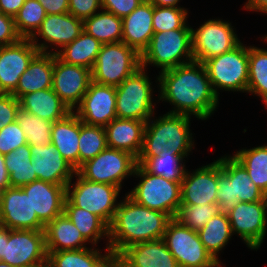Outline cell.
<instances>
[{"instance_id":"28","label":"cell","mask_w":267,"mask_h":267,"mask_svg":"<svg viewBox=\"0 0 267 267\" xmlns=\"http://www.w3.org/2000/svg\"><path fill=\"white\" fill-rule=\"evenodd\" d=\"M80 119L72 111L64 119L53 122L51 143L76 170L79 168Z\"/></svg>"},{"instance_id":"42","label":"cell","mask_w":267,"mask_h":267,"mask_svg":"<svg viewBox=\"0 0 267 267\" xmlns=\"http://www.w3.org/2000/svg\"><path fill=\"white\" fill-rule=\"evenodd\" d=\"M47 254L51 267H91L103 255L94 247L47 252Z\"/></svg>"},{"instance_id":"45","label":"cell","mask_w":267,"mask_h":267,"mask_svg":"<svg viewBox=\"0 0 267 267\" xmlns=\"http://www.w3.org/2000/svg\"><path fill=\"white\" fill-rule=\"evenodd\" d=\"M27 144L26 136L17 121L0 130V153L7 155L18 147Z\"/></svg>"},{"instance_id":"44","label":"cell","mask_w":267,"mask_h":267,"mask_svg":"<svg viewBox=\"0 0 267 267\" xmlns=\"http://www.w3.org/2000/svg\"><path fill=\"white\" fill-rule=\"evenodd\" d=\"M188 11L184 7H159L153 5L152 25L154 32L182 28L187 21Z\"/></svg>"},{"instance_id":"37","label":"cell","mask_w":267,"mask_h":267,"mask_svg":"<svg viewBox=\"0 0 267 267\" xmlns=\"http://www.w3.org/2000/svg\"><path fill=\"white\" fill-rule=\"evenodd\" d=\"M249 77L247 92L258 95L267 107V50L248 46ZM267 109V108H266Z\"/></svg>"},{"instance_id":"55","label":"cell","mask_w":267,"mask_h":267,"mask_svg":"<svg viewBox=\"0 0 267 267\" xmlns=\"http://www.w3.org/2000/svg\"><path fill=\"white\" fill-rule=\"evenodd\" d=\"M10 229L0 225V260L4 257L5 239H9Z\"/></svg>"},{"instance_id":"53","label":"cell","mask_w":267,"mask_h":267,"mask_svg":"<svg viewBox=\"0 0 267 267\" xmlns=\"http://www.w3.org/2000/svg\"><path fill=\"white\" fill-rule=\"evenodd\" d=\"M10 186L9 174L5 166V155L0 153V190L3 191Z\"/></svg>"},{"instance_id":"26","label":"cell","mask_w":267,"mask_h":267,"mask_svg":"<svg viewBox=\"0 0 267 267\" xmlns=\"http://www.w3.org/2000/svg\"><path fill=\"white\" fill-rule=\"evenodd\" d=\"M146 122L135 119L116 118L106 127L107 147L126 151L139 157L144 139Z\"/></svg>"},{"instance_id":"23","label":"cell","mask_w":267,"mask_h":267,"mask_svg":"<svg viewBox=\"0 0 267 267\" xmlns=\"http://www.w3.org/2000/svg\"><path fill=\"white\" fill-rule=\"evenodd\" d=\"M32 166L39 180L56 185H67L76 173V169L66 161L50 143L43 147L30 146Z\"/></svg>"},{"instance_id":"36","label":"cell","mask_w":267,"mask_h":267,"mask_svg":"<svg viewBox=\"0 0 267 267\" xmlns=\"http://www.w3.org/2000/svg\"><path fill=\"white\" fill-rule=\"evenodd\" d=\"M233 157L246 169L251 181L267 196V145L241 149Z\"/></svg>"},{"instance_id":"1","label":"cell","mask_w":267,"mask_h":267,"mask_svg":"<svg viewBox=\"0 0 267 267\" xmlns=\"http://www.w3.org/2000/svg\"><path fill=\"white\" fill-rule=\"evenodd\" d=\"M159 74L158 98L174 106L168 113L194 115L206 120L216 111L219 97L203 63L193 60Z\"/></svg>"},{"instance_id":"27","label":"cell","mask_w":267,"mask_h":267,"mask_svg":"<svg viewBox=\"0 0 267 267\" xmlns=\"http://www.w3.org/2000/svg\"><path fill=\"white\" fill-rule=\"evenodd\" d=\"M44 234L47 252L88 248L89 242L64 213L45 225Z\"/></svg>"},{"instance_id":"57","label":"cell","mask_w":267,"mask_h":267,"mask_svg":"<svg viewBox=\"0 0 267 267\" xmlns=\"http://www.w3.org/2000/svg\"><path fill=\"white\" fill-rule=\"evenodd\" d=\"M25 267H51V264L48 260V258L46 260H43L37 264L34 265H30V266H25Z\"/></svg>"},{"instance_id":"50","label":"cell","mask_w":267,"mask_h":267,"mask_svg":"<svg viewBox=\"0 0 267 267\" xmlns=\"http://www.w3.org/2000/svg\"><path fill=\"white\" fill-rule=\"evenodd\" d=\"M106 252L91 267H124L120 253L110 249Z\"/></svg>"},{"instance_id":"32","label":"cell","mask_w":267,"mask_h":267,"mask_svg":"<svg viewBox=\"0 0 267 267\" xmlns=\"http://www.w3.org/2000/svg\"><path fill=\"white\" fill-rule=\"evenodd\" d=\"M63 213L78 228L83 237L95 246L101 238L109 237V226L96 214L74 206L67 198Z\"/></svg>"},{"instance_id":"3","label":"cell","mask_w":267,"mask_h":267,"mask_svg":"<svg viewBox=\"0 0 267 267\" xmlns=\"http://www.w3.org/2000/svg\"><path fill=\"white\" fill-rule=\"evenodd\" d=\"M146 122L143 147L137 164L142 165L149 157L163 154H189L193 136L190 133L191 116L166 113L158 119Z\"/></svg>"},{"instance_id":"11","label":"cell","mask_w":267,"mask_h":267,"mask_svg":"<svg viewBox=\"0 0 267 267\" xmlns=\"http://www.w3.org/2000/svg\"><path fill=\"white\" fill-rule=\"evenodd\" d=\"M137 158L132 154L106 147L101 153L82 164L76 172L88 181L122 188V181L134 176Z\"/></svg>"},{"instance_id":"16","label":"cell","mask_w":267,"mask_h":267,"mask_svg":"<svg viewBox=\"0 0 267 267\" xmlns=\"http://www.w3.org/2000/svg\"><path fill=\"white\" fill-rule=\"evenodd\" d=\"M74 113L85 124L106 127L116 114V87L91 81Z\"/></svg>"},{"instance_id":"24","label":"cell","mask_w":267,"mask_h":267,"mask_svg":"<svg viewBox=\"0 0 267 267\" xmlns=\"http://www.w3.org/2000/svg\"><path fill=\"white\" fill-rule=\"evenodd\" d=\"M152 20L153 4L144 0L132 13L122 18V42L141 55L154 34Z\"/></svg>"},{"instance_id":"2","label":"cell","mask_w":267,"mask_h":267,"mask_svg":"<svg viewBox=\"0 0 267 267\" xmlns=\"http://www.w3.org/2000/svg\"><path fill=\"white\" fill-rule=\"evenodd\" d=\"M123 200L118 203L109 225L107 250L120 253L139 242L163 239L167 224L172 219L168 214L140 205L128 195Z\"/></svg>"},{"instance_id":"22","label":"cell","mask_w":267,"mask_h":267,"mask_svg":"<svg viewBox=\"0 0 267 267\" xmlns=\"http://www.w3.org/2000/svg\"><path fill=\"white\" fill-rule=\"evenodd\" d=\"M66 186L38 179L21 188L30 196L33 213L46 225L63 214Z\"/></svg>"},{"instance_id":"10","label":"cell","mask_w":267,"mask_h":267,"mask_svg":"<svg viewBox=\"0 0 267 267\" xmlns=\"http://www.w3.org/2000/svg\"><path fill=\"white\" fill-rule=\"evenodd\" d=\"M145 71L139 68L116 87L117 118L147 122L153 117L156 104L152 101V83Z\"/></svg>"},{"instance_id":"19","label":"cell","mask_w":267,"mask_h":267,"mask_svg":"<svg viewBox=\"0 0 267 267\" xmlns=\"http://www.w3.org/2000/svg\"><path fill=\"white\" fill-rule=\"evenodd\" d=\"M39 53L30 39L0 46V93L12 94L32 59Z\"/></svg>"},{"instance_id":"38","label":"cell","mask_w":267,"mask_h":267,"mask_svg":"<svg viewBox=\"0 0 267 267\" xmlns=\"http://www.w3.org/2000/svg\"><path fill=\"white\" fill-rule=\"evenodd\" d=\"M188 154H163L149 157L141 166L149 173L169 181L182 182L186 172L184 158Z\"/></svg>"},{"instance_id":"8","label":"cell","mask_w":267,"mask_h":267,"mask_svg":"<svg viewBox=\"0 0 267 267\" xmlns=\"http://www.w3.org/2000/svg\"><path fill=\"white\" fill-rule=\"evenodd\" d=\"M203 64L218 97V90L247 92L248 46H244L242 42L231 51L210 58Z\"/></svg>"},{"instance_id":"43","label":"cell","mask_w":267,"mask_h":267,"mask_svg":"<svg viewBox=\"0 0 267 267\" xmlns=\"http://www.w3.org/2000/svg\"><path fill=\"white\" fill-rule=\"evenodd\" d=\"M219 211L217 203L202 205H181L175 216L182 225L199 231Z\"/></svg>"},{"instance_id":"15","label":"cell","mask_w":267,"mask_h":267,"mask_svg":"<svg viewBox=\"0 0 267 267\" xmlns=\"http://www.w3.org/2000/svg\"><path fill=\"white\" fill-rule=\"evenodd\" d=\"M48 257L44 230L10 229L1 261L14 267L37 264Z\"/></svg>"},{"instance_id":"59","label":"cell","mask_w":267,"mask_h":267,"mask_svg":"<svg viewBox=\"0 0 267 267\" xmlns=\"http://www.w3.org/2000/svg\"><path fill=\"white\" fill-rule=\"evenodd\" d=\"M0 267H14V266L9 265L6 262H3V261L0 260Z\"/></svg>"},{"instance_id":"17","label":"cell","mask_w":267,"mask_h":267,"mask_svg":"<svg viewBox=\"0 0 267 267\" xmlns=\"http://www.w3.org/2000/svg\"><path fill=\"white\" fill-rule=\"evenodd\" d=\"M91 81L90 69L65 63L54 54L52 89L71 111L81 103Z\"/></svg>"},{"instance_id":"35","label":"cell","mask_w":267,"mask_h":267,"mask_svg":"<svg viewBox=\"0 0 267 267\" xmlns=\"http://www.w3.org/2000/svg\"><path fill=\"white\" fill-rule=\"evenodd\" d=\"M5 166L11 187H22L38 180L32 166V154L28 144L5 155Z\"/></svg>"},{"instance_id":"4","label":"cell","mask_w":267,"mask_h":267,"mask_svg":"<svg viewBox=\"0 0 267 267\" xmlns=\"http://www.w3.org/2000/svg\"><path fill=\"white\" fill-rule=\"evenodd\" d=\"M267 201V196L249 178L246 169L233 157L218 159L217 205L228 214L238 202Z\"/></svg>"},{"instance_id":"30","label":"cell","mask_w":267,"mask_h":267,"mask_svg":"<svg viewBox=\"0 0 267 267\" xmlns=\"http://www.w3.org/2000/svg\"><path fill=\"white\" fill-rule=\"evenodd\" d=\"M54 54L39 52L30 62L12 93L17 99L22 95L52 88Z\"/></svg>"},{"instance_id":"6","label":"cell","mask_w":267,"mask_h":267,"mask_svg":"<svg viewBox=\"0 0 267 267\" xmlns=\"http://www.w3.org/2000/svg\"><path fill=\"white\" fill-rule=\"evenodd\" d=\"M135 175L136 178L140 177L139 183L127 195L140 205L175 218L181 206V182L153 175L139 164L136 166Z\"/></svg>"},{"instance_id":"31","label":"cell","mask_w":267,"mask_h":267,"mask_svg":"<svg viewBox=\"0 0 267 267\" xmlns=\"http://www.w3.org/2000/svg\"><path fill=\"white\" fill-rule=\"evenodd\" d=\"M102 43L89 35L84 30L71 43L56 51L49 53L55 54L61 61L92 70Z\"/></svg>"},{"instance_id":"12","label":"cell","mask_w":267,"mask_h":267,"mask_svg":"<svg viewBox=\"0 0 267 267\" xmlns=\"http://www.w3.org/2000/svg\"><path fill=\"white\" fill-rule=\"evenodd\" d=\"M163 240L179 267H207L216 261L204 247L198 232L175 218L168 222Z\"/></svg>"},{"instance_id":"47","label":"cell","mask_w":267,"mask_h":267,"mask_svg":"<svg viewBox=\"0 0 267 267\" xmlns=\"http://www.w3.org/2000/svg\"><path fill=\"white\" fill-rule=\"evenodd\" d=\"M68 13L78 19L85 20L102 9L101 0H68Z\"/></svg>"},{"instance_id":"56","label":"cell","mask_w":267,"mask_h":267,"mask_svg":"<svg viewBox=\"0 0 267 267\" xmlns=\"http://www.w3.org/2000/svg\"><path fill=\"white\" fill-rule=\"evenodd\" d=\"M148 1L152 3L154 6H159V7H180L177 6L180 0H148Z\"/></svg>"},{"instance_id":"58","label":"cell","mask_w":267,"mask_h":267,"mask_svg":"<svg viewBox=\"0 0 267 267\" xmlns=\"http://www.w3.org/2000/svg\"><path fill=\"white\" fill-rule=\"evenodd\" d=\"M221 261L220 260H216L215 262H213L211 265L207 266V267H222L220 265Z\"/></svg>"},{"instance_id":"18","label":"cell","mask_w":267,"mask_h":267,"mask_svg":"<svg viewBox=\"0 0 267 267\" xmlns=\"http://www.w3.org/2000/svg\"><path fill=\"white\" fill-rule=\"evenodd\" d=\"M0 225L9 229L44 230L33 213L30 196L21 187L9 186L0 195Z\"/></svg>"},{"instance_id":"40","label":"cell","mask_w":267,"mask_h":267,"mask_svg":"<svg viewBox=\"0 0 267 267\" xmlns=\"http://www.w3.org/2000/svg\"><path fill=\"white\" fill-rule=\"evenodd\" d=\"M78 146L80 167L86 161L96 157L107 147L104 127L85 124L80 120Z\"/></svg>"},{"instance_id":"25","label":"cell","mask_w":267,"mask_h":267,"mask_svg":"<svg viewBox=\"0 0 267 267\" xmlns=\"http://www.w3.org/2000/svg\"><path fill=\"white\" fill-rule=\"evenodd\" d=\"M120 255L124 267H179L163 239L133 244Z\"/></svg>"},{"instance_id":"7","label":"cell","mask_w":267,"mask_h":267,"mask_svg":"<svg viewBox=\"0 0 267 267\" xmlns=\"http://www.w3.org/2000/svg\"><path fill=\"white\" fill-rule=\"evenodd\" d=\"M141 68V55L124 42L103 44L91 70L92 81L119 86Z\"/></svg>"},{"instance_id":"48","label":"cell","mask_w":267,"mask_h":267,"mask_svg":"<svg viewBox=\"0 0 267 267\" xmlns=\"http://www.w3.org/2000/svg\"><path fill=\"white\" fill-rule=\"evenodd\" d=\"M22 37L18 34L14 18L0 12V46L12 45Z\"/></svg>"},{"instance_id":"46","label":"cell","mask_w":267,"mask_h":267,"mask_svg":"<svg viewBox=\"0 0 267 267\" xmlns=\"http://www.w3.org/2000/svg\"><path fill=\"white\" fill-rule=\"evenodd\" d=\"M19 99L12 94L0 93V130L16 121Z\"/></svg>"},{"instance_id":"39","label":"cell","mask_w":267,"mask_h":267,"mask_svg":"<svg viewBox=\"0 0 267 267\" xmlns=\"http://www.w3.org/2000/svg\"><path fill=\"white\" fill-rule=\"evenodd\" d=\"M16 121L21 126L29 146L43 147L51 143L53 122L44 120L19 108Z\"/></svg>"},{"instance_id":"9","label":"cell","mask_w":267,"mask_h":267,"mask_svg":"<svg viewBox=\"0 0 267 267\" xmlns=\"http://www.w3.org/2000/svg\"><path fill=\"white\" fill-rule=\"evenodd\" d=\"M76 182L66 186V198L76 207L100 217L108 226L111 224L118 203L120 188L114 185L88 181L77 172Z\"/></svg>"},{"instance_id":"21","label":"cell","mask_w":267,"mask_h":267,"mask_svg":"<svg viewBox=\"0 0 267 267\" xmlns=\"http://www.w3.org/2000/svg\"><path fill=\"white\" fill-rule=\"evenodd\" d=\"M218 160L199 167L190 174L186 170L181 182V205L217 203Z\"/></svg>"},{"instance_id":"49","label":"cell","mask_w":267,"mask_h":267,"mask_svg":"<svg viewBox=\"0 0 267 267\" xmlns=\"http://www.w3.org/2000/svg\"><path fill=\"white\" fill-rule=\"evenodd\" d=\"M144 0H101L102 9L124 18L132 13Z\"/></svg>"},{"instance_id":"54","label":"cell","mask_w":267,"mask_h":267,"mask_svg":"<svg viewBox=\"0 0 267 267\" xmlns=\"http://www.w3.org/2000/svg\"><path fill=\"white\" fill-rule=\"evenodd\" d=\"M244 7L249 11L251 10L267 14V0H248Z\"/></svg>"},{"instance_id":"51","label":"cell","mask_w":267,"mask_h":267,"mask_svg":"<svg viewBox=\"0 0 267 267\" xmlns=\"http://www.w3.org/2000/svg\"><path fill=\"white\" fill-rule=\"evenodd\" d=\"M44 7L47 15L68 13V0H37Z\"/></svg>"},{"instance_id":"34","label":"cell","mask_w":267,"mask_h":267,"mask_svg":"<svg viewBox=\"0 0 267 267\" xmlns=\"http://www.w3.org/2000/svg\"><path fill=\"white\" fill-rule=\"evenodd\" d=\"M101 10L83 21V30L102 44L122 42V18Z\"/></svg>"},{"instance_id":"13","label":"cell","mask_w":267,"mask_h":267,"mask_svg":"<svg viewBox=\"0 0 267 267\" xmlns=\"http://www.w3.org/2000/svg\"><path fill=\"white\" fill-rule=\"evenodd\" d=\"M235 32L231 23L221 19H210L197 30L191 27L194 61L204 63L234 49L241 43Z\"/></svg>"},{"instance_id":"41","label":"cell","mask_w":267,"mask_h":267,"mask_svg":"<svg viewBox=\"0 0 267 267\" xmlns=\"http://www.w3.org/2000/svg\"><path fill=\"white\" fill-rule=\"evenodd\" d=\"M44 7L37 0H25V3L14 16L18 34L23 39H30L41 26L46 17Z\"/></svg>"},{"instance_id":"33","label":"cell","mask_w":267,"mask_h":267,"mask_svg":"<svg viewBox=\"0 0 267 267\" xmlns=\"http://www.w3.org/2000/svg\"><path fill=\"white\" fill-rule=\"evenodd\" d=\"M198 235L206 250L215 260H219L220 251L233 235L228 215L218 212L198 231Z\"/></svg>"},{"instance_id":"5","label":"cell","mask_w":267,"mask_h":267,"mask_svg":"<svg viewBox=\"0 0 267 267\" xmlns=\"http://www.w3.org/2000/svg\"><path fill=\"white\" fill-rule=\"evenodd\" d=\"M193 60L191 26L185 24L180 29L154 32L141 54V67L153 64L163 72Z\"/></svg>"},{"instance_id":"52","label":"cell","mask_w":267,"mask_h":267,"mask_svg":"<svg viewBox=\"0 0 267 267\" xmlns=\"http://www.w3.org/2000/svg\"><path fill=\"white\" fill-rule=\"evenodd\" d=\"M25 0H0V12L14 18Z\"/></svg>"},{"instance_id":"14","label":"cell","mask_w":267,"mask_h":267,"mask_svg":"<svg viewBox=\"0 0 267 267\" xmlns=\"http://www.w3.org/2000/svg\"><path fill=\"white\" fill-rule=\"evenodd\" d=\"M227 215L233 234L237 233L248 248L262 246L267 233V201L238 202Z\"/></svg>"},{"instance_id":"29","label":"cell","mask_w":267,"mask_h":267,"mask_svg":"<svg viewBox=\"0 0 267 267\" xmlns=\"http://www.w3.org/2000/svg\"><path fill=\"white\" fill-rule=\"evenodd\" d=\"M19 104L22 110L51 122L62 120L72 112L52 88L24 94Z\"/></svg>"},{"instance_id":"20","label":"cell","mask_w":267,"mask_h":267,"mask_svg":"<svg viewBox=\"0 0 267 267\" xmlns=\"http://www.w3.org/2000/svg\"><path fill=\"white\" fill-rule=\"evenodd\" d=\"M83 31V20L76 18L70 13L46 15L41 26L30 38L33 45L41 53H49L50 47L55 45L61 49L75 40ZM42 36L43 43H38V37ZM49 50V51H48Z\"/></svg>"}]
</instances>
